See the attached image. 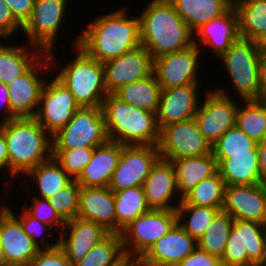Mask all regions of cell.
I'll return each instance as SVG.
<instances>
[{"instance_id":"7bdbcfd3","label":"cell","mask_w":266,"mask_h":266,"mask_svg":"<svg viewBox=\"0 0 266 266\" xmlns=\"http://www.w3.org/2000/svg\"><path fill=\"white\" fill-rule=\"evenodd\" d=\"M4 206L20 221L24 232L33 240L38 248L51 249L59 245V239H57L53 244L52 242L49 243L48 240H44L46 235L43 234H45L46 232L52 237L54 232H50V229L52 228L51 226L31 217L24 209L23 212L19 214V216H16L15 212L12 211L13 208L11 209L10 205L5 204ZM42 235L43 237H40Z\"/></svg>"},{"instance_id":"d4e9b609","label":"cell","mask_w":266,"mask_h":266,"mask_svg":"<svg viewBox=\"0 0 266 266\" xmlns=\"http://www.w3.org/2000/svg\"><path fill=\"white\" fill-rule=\"evenodd\" d=\"M77 217L101 225L116 233L114 192L108 187H81Z\"/></svg>"},{"instance_id":"c3c4849f","label":"cell","mask_w":266,"mask_h":266,"mask_svg":"<svg viewBox=\"0 0 266 266\" xmlns=\"http://www.w3.org/2000/svg\"><path fill=\"white\" fill-rule=\"evenodd\" d=\"M14 18L24 26L30 19L35 0H5Z\"/></svg>"},{"instance_id":"f1b7e54d","label":"cell","mask_w":266,"mask_h":266,"mask_svg":"<svg viewBox=\"0 0 266 266\" xmlns=\"http://www.w3.org/2000/svg\"><path fill=\"white\" fill-rule=\"evenodd\" d=\"M194 32L201 25L220 18L233 7L232 0H169Z\"/></svg>"},{"instance_id":"74e56055","label":"cell","mask_w":266,"mask_h":266,"mask_svg":"<svg viewBox=\"0 0 266 266\" xmlns=\"http://www.w3.org/2000/svg\"><path fill=\"white\" fill-rule=\"evenodd\" d=\"M233 221L234 219L228 213L220 211L197 241V247L221 259L226 249Z\"/></svg>"},{"instance_id":"bcb514c9","label":"cell","mask_w":266,"mask_h":266,"mask_svg":"<svg viewBox=\"0 0 266 266\" xmlns=\"http://www.w3.org/2000/svg\"><path fill=\"white\" fill-rule=\"evenodd\" d=\"M23 26L14 18L10 7L5 0H0V39L6 42Z\"/></svg>"},{"instance_id":"db71d44e","label":"cell","mask_w":266,"mask_h":266,"mask_svg":"<svg viewBox=\"0 0 266 266\" xmlns=\"http://www.w3.org/2000/svg\"><path fill=\"white\" fill-rule=\"evenodd\" d=\"M254 43L260 54H266V32L260 34Z\"/></svg>"},{"instance_id":"6f0895ef","label":"cell","mask_w":266,"mask_h":266,"mask_svg":"<svg viewBox=\"0 0 266 266\" xmlns=\"http://www.w3.org/2000/svg\"><path fill=\"white\" fill-rule=\"evenodd\" d=\"M261 143H262L263 145H266V134L264 135V137H263Z\"/></svg>"},{"instance_id":"4316f807","label":"cell","mask_w":266,"mask_h":266,"mask_svg":"<svg viewBox=\"0 0 266 266\" xmlns=\"http://www.w3.org/2000/svg\"><path fill=\"white\" fill-rule=\"evenodd\" d=\"M214 157L225 185L262 183L257 151H250V154H214Z\"/></svg>"},{"instance_id":"60d3db41","label":"cell","mask_w":266,"mask_h":266,"mask_svg":"<svg viewBox=\"0 0 266 266\" xmlns=\"http://www.w3.org/2000/svg\"><path fill=\"white\" fill-rule=\"evenodd\" d=\"M94 148L52 149V157L73 180H76L90 162Z\"/></svg>"},{"instance_id":"7a4b0ae2","label":"cell","mask_w":266,"mask_h":266,"mask_svg":"<svg viewBox=\"0 0 266 266\" xmlns=\"http://www.w3.org/2000/svg\"><path fill=\"white\" fill-rule=\"evenodd\" d=\"M138 16L141 45L152 60L193 45V32L169 0H151Z\"/></svg>"},{"instance_id":"6da1fadb","label":"cell","mask_w":266,"mask_h":266,"mask_svg":"<svg viewBox=\"0 0 266 266\" xmlns=\"http://www.w3.org/2000/svg\"><path fill=\"white\" fill-rule=\"evenodd\" d=\"M125 9L93 19L82 34L76 35L72 45L102 63L141 46L139 17L129 18Z\"/></svg>"},{"instance_id":"7c38bea8","label":"cell","mask_w":266,"mask_h":266,"mask_svg":"<svg viewBox=\"0 0 266 266\" xmlns=\"http://www.w3.org/2000/svg\"><path fill=\"white\" fill-rule=\"evenodd\" d=\"M67 0H35L30 19L23 26L29 46L34 45L44 53L54 50L57 33L64 22ZM63 20V21H62Z\"/></svg>"},{"instance_id":"ffe728a7","label":"cell","mask_w":266,"mask_h":266,"mask_svg":"<svg viewBox=\"0 0 266 266\" xmlns=\"http://www.w3.org/2000/svg\"><path fill=\"white\" fill-rule=\"evenodd\" d=\"M197 248V241L178 224L156 241L138 260L140 266H176Z\"/></svg>"},{"instance_id":"8fae6325","label":"cell","mask_w":266,"mask_h":266,"mask_svg":"<svg viewBox=\"0 0 266 266\" xmlns=\"http://www.w3.org/2000/svg\"><path fill=\"white\" fill-rule=\"evenodd\" d=\"M55 58L54 50L44 53L24 74L7 84L10 108L16 118L35 116L46 81L41 74L43 69L55 66Z\"/></svg>"},{"instance_id":"44dd1931","label":"cell","mask_w":266,"mask_h":266,"mask_svg":"<svg viewBox=\"0 0 266 266\" xmlns=\"http://www.w3.org/2000/svg\"><path fill=\"white\" fill-rule=\"evenodd\" d=\"M198 87L199 83H191L162 89L156 114L159 129L194 118L200 104Z\"/></svg>"},{"instance_id":"d590c367","label":"cell","mask_w":266,"mask_h":266,"mask_svg":"<svg viewBox=\"0 0 266 266\" xmlns=\"http://www.w3.org/2000/svg\"><path fill=\"white\" fill-rule=\"evenodd\" d=\"M238 107L236 125L252 140L260 143L266 134V101L247 100Z\"/></svg>"},{"instance_id":"8992f818","label":"cell","mask_w":266,"mask_h":266,"mask_svg":"<svg viewBox=\"0 0 266 266\" xmlns=\"http://www.w3.org/2000/svg\"><path fill=\"white\" fill-rule=\"evenodd\" d=\"M218 59L241 101L260 100V53L253 40L239 37Z\"/></svg>"},{"instance_id":"d6986e66","label":"cell","mask_w":266,"mask_h":266,"mask_svg":"<svg viewBox=\"0 0 266 266\" xmlns=\"http://www.w3.org/2000/svg\"><path fill=\"white\" fill-rule=\"evenodd\" d=\"M0 247L7 266H27L40 248L24 232L20 221L0 206Z\"/></svg>"},{"instance_id":"7dc6e473","label":"cell","mask_w":266,"mask_h":266,"mask_svg":"<svg viewBox=\"0 0 266 266\" xmlns=\"http://www.w3.org/2000/svg\"><path fill=\"white\" fill-rule=\"evenodd\" d=\"M176 266H222V263L219 257L208 254L197 247Z\"/></svg>"},{"instance_id":"603a6c76","label":"cell","mask_w":266,"mask_h":266,"mask_svg":"<svg viewBox=\"0 0 266 266\" xmlns=\"http://www.w3.org/2000/svg\"><path fill=\"white\" fill-rule=\"evenodd\" d=\"M146 201L151 209L176 210L171 199L178 195V186L171 161L160 158L142 185ZM171 203V204H170Z\"/></svg>"},{"instance_id":"816d5d0a","label":"cell","mask_w":266,"mask_h":266,"mask_svg":"<svg viewBox=\"0 0 266 266\" xmlns=\"http://www.w3.org/2000/svg\"><path fill=\"white\" fill-rule=\"evenodd\" d=\"M8 170L10 175V163L7 149V142L4 133L0 130V170Z\"/></svg>"},{"instance_id":"30bf717a","label":"cell","mask_w":266,"mask_h":266,"mask_svg":"<svg viewBox=\"0 0 266 266\" xmlns=\"http://www.w3.org/2000/svg\"><path fill=\"white\" fill-rule=\"evenodd\" d=\"M226 89L206 90L203 102L194 116L197 130L213 146L231 127L236 125V113L240 104L225 91ZM201 105V106H200Z\"/></svg>"},{"instance_id":"9c48e42d","label":"cell","mask_w":266,"mask_h":266,"mask_svg":"<svg viewBox=\"0 0 266 266\" xmlns=\"http://www.w3.org/2000/svg\"><path fill=\"white\" fill-rule=\"evenodd\" d=\"M108 141L102 107H80L52 136V149L97 147Z\"/></svg>"},{"instance_id":"83f0119b","label":"cell","mask_w":266,"mask_h":266,"mask_svg":"<svg viewBox=\"0 0 266 266\" xmlns=\"http://www.w3.org/2000/svg\"><path fill=\"white\" fill-rule=\"evenodd\" d=\"M178 186L179 202L205 178L218 172L217 160L213 153L204 156L183 157L171 161Z\"/></svg>"},{"instance_id":"4dcf8cb0","label":"cell","mask_w":266,"mask_h":266,"mask_svg":"<svg viewBox=\"0 0 266 266\" xmlns=\"http://www.w3.org/2000/svg\"><path fill=\"white\" fill-rule=\"evenodd\" d=\"M161 91V86L152 72L144 79L126 84L114 94L129 105L157 113Z\"/></svg>"},{"instance_id":"484cf974","label":"cell","mask_w":266,"mask_h":266,"mask_svg":"<svg viewBox=\"0 0 266 266\" xmlns=\"http://www.w3.org/2000/svg\"><path fill=\"white\" fill-rule=\"evenodd\" d=\"M124 145L108 140L94 148L90 162L76 179L81 187H108Z\"/></svg>"},{"instance_id":"ee69618b","label":"cell","mask_w":266,"mask_h":266,"mask_svg":"<svg viewBox=\"0 0 266 266\" xmlns=\"http://www.w3.org/2000/svg\"><path fill=\"white\" fill-rule=\"evenodd\" d=\"M32 204L29 206L24 202V210L33 218L38 219L40 222L46 223L52 229H61L62 231L65 221L57 214L55 209L50 205L48 199L39 197H32L30 200Z\"/></svg>"},{"instance_id":"ab89813d","label":"cell","mask_w":266,"mask_h":266,"mask_svg":"<svg viewBox=\"0 0 266 266\" xmlns=\"http://www.w3.org/2000/svg\"><path fill=\"white\" fill-rule=\"evenodd\" d=\"M257 144L235 125L227 130L212 146V153L250 154V151H257Z\"/></svg>"},{"instance_id":"5bb4252c","label":"cell","mask_w":266,"mask_h":266,"mask_svg":"<svg viewBox=\"0 0 266 266\" xmlns=\"http://www.w3.org/2000/svg\"><path fill=\"white\" fill-rule=\"evenodd\" d=\"M158 149L161 158L168 161L212 153V146L198 132L194 118L162 127Z\"/></svg>"},{"instance_id":"f35d334b","label":"cell","mask_w":266,"mask_h":266,"mask_svg":"<svg viewBox=\"0 0 266 266\" xmlns=\"http://www.w3.org/2000/svg\"><path fill=\"white\" fill-rule=\"evenodd\" d=\"M176 211L178 224L196 241L203 236L209 224L220 212L218 208L198 205H178Z\"/></svg>"},{"instance_id":"f546056e","label":"cell","mask_w":266,"mask_h":266,"mask_svg":"<svg viewBox=\"0 0 266 266\" xmlns=\"http://www.w3.org/2000/svg\"><path fill=\"white\" fill-rule=\"evenodd\" d=\"M43 54L44 52L34 45L26 47L0 43V82L9 84L24 74Z\"/></svg>"},{"instance_id":"11a10c76","label":"cell","mask_w":266,"mask_h":266,"mask_svg":"<svg viewBox=\"0 0 266 266\" xmlns=\"http://www.w3.org/2000/svg\"><path fill=\"white\" fill-rule=\"evenodd\" d=\"M137 264L136 260L133 259H126L121 265L119 266H135Z\"/></svg>"},{"instance_id":"5b68a950","label":"cell","mask_w":266,"mask_h":266,"mask_svg":"<svg viewBox=\"0 0 266 266\" xmlns=\"http://www.w3.org/2000/svg\"><path fill=\"white\" fill-rule=\"evenodd\" d=\"M75 59L68 61L55 77L74 95L80 107H102L107 96L102 62L88 56L79 46H73Z\"/></svg>"},{"instance_id":"ba28073f","label":"cell","mask_w":266,"mask_h":266,"mask_svg":"<svg viewBox=\"0 0 266 266\" xmlns=\"http://www.w3.org/2000/svg\"><path fill=\"white\" fill-rule=\"evenodd\" d=\"M178 222L176 210L150 209L122 229L121 241L128 259L138 260Z\"/></svg>"},{"instance_id":"836d02e7","label":"cell","mask_w":266,"mask_h":266,"mask_svg":"<svg viewBox=\"0 0 266 266\" xmlns=\"http://www.w3.org/2000/svg\"><path fill=\"white\" fill-rule=\"evenodd\" d=\"M114 200L116 233L119 234L130 222L151 209L147 204L142 186L115 191Z\"/></svg>"},{"instance_id":"b9f144b4","label":"cell","mask_w":266,"mask_h":266,"mask_svg":"<svg viewBox=\"0 0 266 266\" xmlns=\"http://www.w3.org/2000/svg\"><path fill=\"white\" fill-rule=\"evenodd\" d=\"M81 186L73 180L48 200L57 214L66 222L77 217Z\"/></svg>"},{"instance_id":"8d00e7d4","label":"cell","mask_w":266,"mask_h":266,"mask_svg":"<svg viewBox=\"0 0 266 266\" xmlns=\"http://www.w3.org/2000/svg\"><path fill=\"white\" fill-rule=\"evenodd\" d=\"M225 182L217 172L205 178L192 188L178 205H198L218 208L222 211Z\"/></svg>"},{"instance_id":"2e32d148","label":"cell","mask_w":266,"mask_h":266,"mask_svg":"<svg viewBox=\"0 0 266 266\" xmlns=\"http://www.w3.org/2000/svg\"><path fill=\"white\" fill-rule=\"evenodd\" d=\"M199 49L195 44L181 51L153 59V69L161 89L198 83ZM199 62V63H198ZM198 75V76H197Z\"/></svg>"},{"instance_id":"e575fe53","label":"cell","mask_w":266,"mask_h":266,"mask_svg":"<svg viewBox=\"0 0 266 266\" xmlns=\"http://www.w3.org/2000/svg\"><path fill=\"white\" fill-rule=\"evenodd\" d=\"M126 259L121 235L109 233L74 266H119Z\"/></svg>"},{"instance_id":"d6a6232c","label":"cell","mask_w":266,"mask_h":266,"mask_svg":"<svg viewBox=\"0 0 266 266\" xmlns=\"http://www.w3.org/2000/svg\"><path fill=\"white\" fill-rule=\"evenodd\" d=\"M241 38L255 40L266 32V0H235Z\"/></svg>"},{"instance_id":"277c9868","label":"cell","mask_w":266,"mask_h":266,"mask_svg":"<svg viewBox=\"0 0 266 266\" xmlns=\"http://www.w3.org/2000/svg\"><path fill=\"white\" fill-rule=\"evenodd\" d=\"M102 111L108 140L122 145H158L157 113L129 105L115 94H107Z\"/></svg>"},{"instance_id":"3957f363","label":"cell","mask_w":266,"mask_h":266,"mask_svg":"<svg viewBox=\"0 0 266 266\" xmlns=\"http://www.w3.org/2000/svg\"><path fill=\"white\" fill-rule=\"evenodd\" d=\"M7 142L10 182L52 157V136L34 117L0 123Z\"/></svg>"},{"instance_id":"ac0fdd59","label":"cell","mask_w":266,"mask_h":266,"mask_svg":"<svg viewBox=\"0 0 266 266\" xmlns=\"http://www.w3.org/2000/svg\"><path fill=\"white\" fill-rule=\"evenodd\" d=\"M222 211L233 219L266 225V184L225 185Z\"/></svg>"},{"instance_id":"f907efd6","label":"cell","mask_w":266,"mask_h":266,"mask_svg":"<svg viewBox=\"0 0 266 266\" xmlns=\"http://www.w3.org/2000/svg\"><path fill=\"white\" fill-rule=\"evenodd\" d=\"M259 88L260 100L266 101V54H260Z\"/></svg>"},{"instance_id":"4fadbf2b","label":"cell","mask_w":266,"mask_h":266,"mask_svg":"<svg viewBox=\"0 0 266 266\" xmlns=\"http://www.w3.org/2000/svg\"><path fill=\"white\" fill-rule=\"evenodd\" d=\"M78 108L74 95L54 76L44 83L34 118L53 136L72 119Z\"/></svg>"},{"instance_id":"f6af8a7d","label":"cell","mask_w":266,"mask_h":266,"mask_svg":"<svg viewBox=\"0 0 266 266\" xmlns=\"http://www.w3.org/2000/svg\"><path fill=\"white\" fill-rule=\"evenodd\" d=\"M27 266H72V264L58 245L51 249H40Z\"/></svg>"},{"instance_id":"f5cc1de1","label":"cell","mask_w":266,"mask_h":266,"mask_svg":"<svg viewBox=\"0 0 266 266\" xmlns=\"http://www.w3.org/2000/svg\"><path fill=\"white\" fill-rule=\"evenodd\" d=\"M257 152L262 183L266 184V145H263L261 142L258 143Z\"/></svg>"},{"instance_id":"52a82bcc","label":"cell","mask_w":266,"mask_h":266,"mask_svg":"<svg viewBox=\"0 0 266 266\" xmlns=\"http://www.w3.org/2000/svg\"><path fill=\"white\" fill-rule=\"evenodd\" d=\"M222 266H266V225L234 219Z\"/></svg>"},{"instance_id":"9f6ffc18","label":"cell","mask_w":266,"mask_h":266,"mask_svg":"<svg viewBox=\"0 0 266 266\" xmlns=\"http://www.w3.org/2000/svg\"><path fill=\"white\" fill-rule=\"evenodd\" d=\"M0 266H7L3 250L0 247Z\"/></svg>"},{"instance_id":"9a60e30c","label":"cell","mask_w":266,"mask_h":266,"mask_svg":"<svg viewBox=\"0 0 266 266\" xmlns=\"http://www.w3.org/2000/svg\"><path fill=\"white\" fill-rule=\"evenodd\" d=\"M160 158L158 145H124L108 188L115 192L142 186Z\"/></svg>"},{"instance_id":"681fc988","label":"cell","mask_w":266,"mask_h":266,"mask_svg":"<svg viewBox=\"0 0 266 266\" xmlns=\"http://www.w3.org/2000/svg\"><path fill=\"white\" fill-rule=\"evenodd\" d=\"M2 109L4 111H2ZM0 112L4 114L3 119H1L2 120L1 123L10 121L16 118L13 115L12 110L10 108L9 92H8L7 85H5L2 82H0Z\"/></svg>"},{"instance_id":"e0dca14e","label":"cell","mask_w":266,"mask_h":266,"mask_svg":"<svg viewBox=\"0 0 266 266\" xmlns=\"http://www.w3.org/2000/svg\"><path fill=\"white\" fill-rule=\"evenodd\" d=\"M104 83L108 94H114L126 84L146 78L152 73L153 60L144 46L120 57L103 62Z\"/></svg>"},{"instance_id":"7402d4cb","label":"cell","mask_w":266,"mask_h":266,"mask_svg":"<svg viewBox=\"0 0 266 266\" xmlns=\"http://www.w3.org/2000/svg\"><path fill=\"white\" fill-rule=\"evenodd\" d=\"M62 230L58 236L59 246L64 250L72 266L80 262L109 234L101 225L78 217L66 221Z\"/></svg>"},{"instance_id":"cb8c5ba5","label":"cell","mask_w":266,"mask_h":266,"mask_svg":"<svg viewBox=\"0 0 266 266\" xmlns=\"http://www.w3.org/2000/svg\"><path fill=\"white\" fill-rule=\"evenodd\" d=\"M239 37L238 15L236 9L232 7L220 18L211 20L197 28L193 32V44L199 49L200 46L211 47L212 51L210 50V52L219 58Z\"/></svg>"},{"instance_id":"1f68e13d","label":"cell","mask_w":266,"mask_h":266,"mask_svg":"<svg viewBox=\"0 0 266 266\" xmlns=\"http://www.w3.org/2000/svg\"><path fill=\"white\" fill-rule=\"evenodd\" d=\"M24 176L26 179H32L33 186L40 193L38 197L40 198L41 196L43 199H49L73 181L54 157L40 163L35 168L29 170Z\"/></svg>"}]
</instances>
